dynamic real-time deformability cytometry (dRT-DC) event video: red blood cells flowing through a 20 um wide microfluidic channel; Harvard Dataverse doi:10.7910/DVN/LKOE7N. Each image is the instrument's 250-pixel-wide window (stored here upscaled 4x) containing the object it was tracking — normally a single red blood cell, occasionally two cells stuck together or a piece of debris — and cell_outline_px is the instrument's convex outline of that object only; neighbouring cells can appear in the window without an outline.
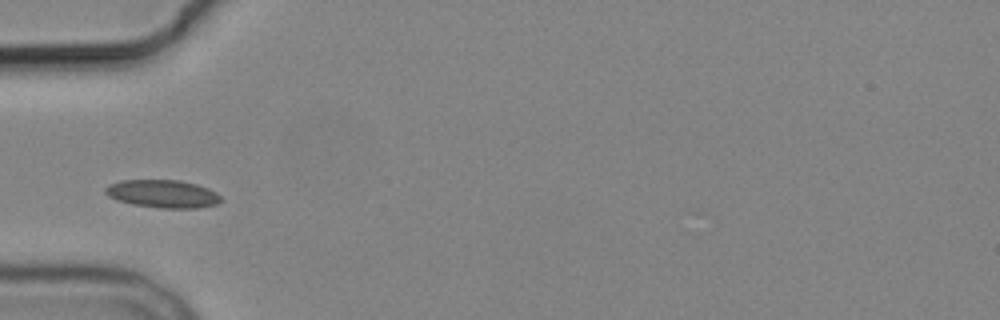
{"species": "common noctule bat (a hibernating species)", "species_latin": "Nyctalus noctula", "temperature_condition": "cold", "stored_images_in_passage": 2, "camera_frame_rate_fps": 3000, "um_per_image_px": 0.085, "animal": {"sex": "male", "body_mass_g": 19.2, "forearm_length_mm": 51.8}, "frame": {"image": 1, "passage_image": 2, "time_ms": 1.667, "image_size_px": [1000, 320], "cell_outline_px": [[224, 200], [216, 204], [196, 208], [160, 208], [132, 204], [116, 200], [108, 196], [104, 192], [104, 188], [108, 184], [120, 180], [180, 180], [196, 184], [208, 188], [216, 192]], "centroid_in_image_um": [13.81, 16.47], "position_along_channel_um": 71.2, "area_um2": 18.96}}